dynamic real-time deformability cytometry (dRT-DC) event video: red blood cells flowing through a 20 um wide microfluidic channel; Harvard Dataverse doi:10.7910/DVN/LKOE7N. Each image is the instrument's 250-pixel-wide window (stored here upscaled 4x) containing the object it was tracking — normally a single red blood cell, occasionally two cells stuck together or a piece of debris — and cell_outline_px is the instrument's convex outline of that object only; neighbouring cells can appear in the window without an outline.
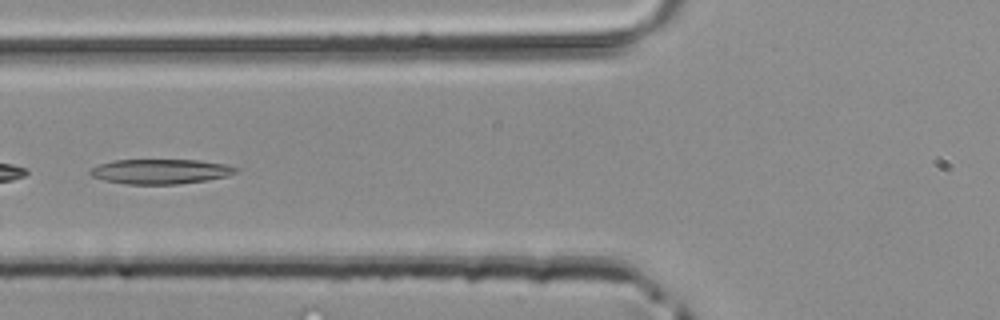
{"species": "common noctule bat (a hibernating species)", "species_latin": "Nyctalus noctula", "temperature_condition": "room temperature", "stored_images_in_passage": 4, "camera_frame_rate_fps": 3000, "um_per_image_px": 0.085, "animal": {"sex": "male", "body_mass_g": 20.4}, "frame": {"image": 1, "passage_image": 4, "time_ms": 1.0, "image_size_px": [1000, 320], "cell_outline_px": [[240, 172], [228, 176], [208, 180], [176, 184], [128, 184], [104, 180], [92, 176], [88, 172], [92, 168], [100, 164], [112, 160], [200, 160], [224, 164], [240, 168]], "centroid_in_image_um": [13.7, 14.57], "position_along_channel_um": 112.1, "area_um2": 21.15}}